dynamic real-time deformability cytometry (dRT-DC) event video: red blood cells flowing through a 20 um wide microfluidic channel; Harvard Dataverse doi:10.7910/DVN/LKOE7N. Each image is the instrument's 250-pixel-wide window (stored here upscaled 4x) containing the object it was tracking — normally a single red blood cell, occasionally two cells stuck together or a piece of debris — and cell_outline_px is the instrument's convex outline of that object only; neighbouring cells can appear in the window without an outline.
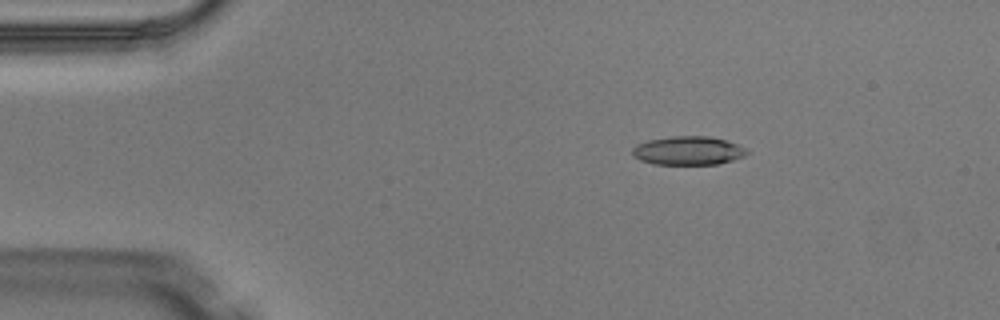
{"species": "Egyptian fruit bat (a non-hibernating species)", "species_latin": "Rousettus aegyptiacus", "temperature_condition": "warm", "stored_images_in_passage": 5, "camera_frame_rate_fps": 3000, "um_per_image_px": 0.085, "animal": {"sex": "male"}, "frame": {"image": 1, "passage_image": 2, "time_ms": 0.333, "image_size_px": [1000, 320], "cell_outline_px": [[748, 152], [744, 156], [732, 160], [716, 164], [652, 164], [640, 160], [632, 156], [632, 148], [636, 144], [648, 140], [672, 136], [708, 136], [728, 140], [748, 148]], "centroid_in_image_um": [58.49, 12.8], "position_along_channel_um": 26.5, "area_um2": 19.31}}
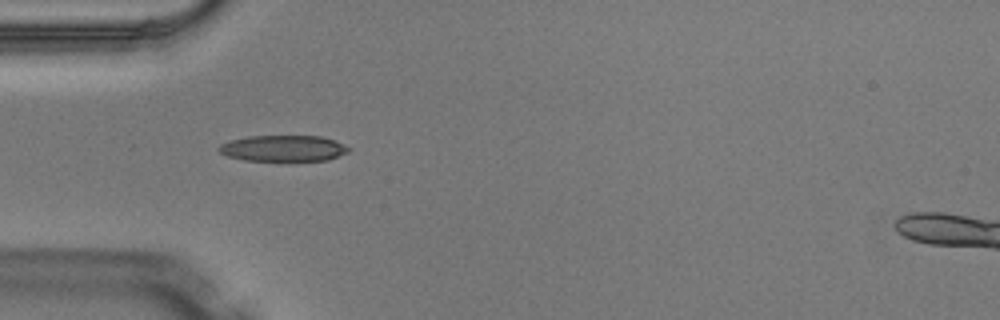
{"frame": {"image": 2, "passage_image": 4, "time_ms": 1.0, "image_size_px": [1000, 320], "cell_outline_px": [[352, 148], [348, 152], [328, 160], [244, 160], [228, 156], [220, 152], [216, 148], [220, 144], [232, 140], [248, 136], [320, 136], [344, 144]], "centroid_in_image_um": [24.08, 12.6], "position_along_channel_um": 60.9, "area_um2": 19.54}}